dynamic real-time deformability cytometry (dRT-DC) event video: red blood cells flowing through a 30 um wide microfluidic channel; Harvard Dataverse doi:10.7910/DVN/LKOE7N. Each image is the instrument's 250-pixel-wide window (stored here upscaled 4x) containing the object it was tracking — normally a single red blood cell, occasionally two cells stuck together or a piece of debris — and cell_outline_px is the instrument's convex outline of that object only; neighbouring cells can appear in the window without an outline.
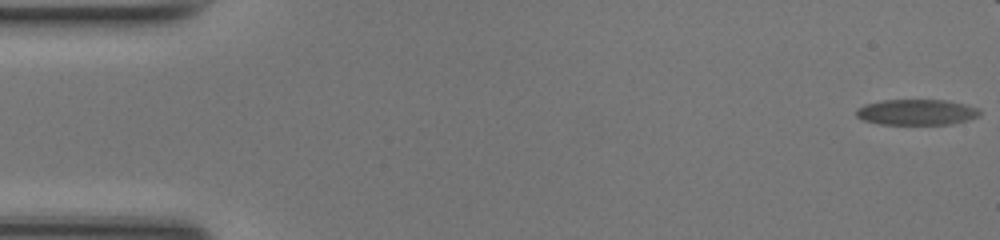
{"species": "common noctule bat (a hibernating species)", "species_latin": "Nyctalus noctula", "temperature_condition": "room temperature", "stored_images_in_passage": 41, "camera_frame_rate_fps": 3000, "um_per_image_px": 0.085, "animal": {"sex": "female", "body_mass_g": 17.0, "forearm_length_mm": 48.0}, "frame": {"image": 1, "passage_image": 1, "time_ms": 0.0, "image_size_px": [1000, 240], "cell_outline_px": [[980, 116], [968, 120], [952, 124], [880, 124], [864, 120], [856, 116], [856, 108], [864, 104], [880, 100], [948, 100], [964, 104], [976, 108], [980, 112]], "centroid_in_image_um": [77.89, 9.53], "position_along_channel_um": 7.1, "area_um2": 18.55}}
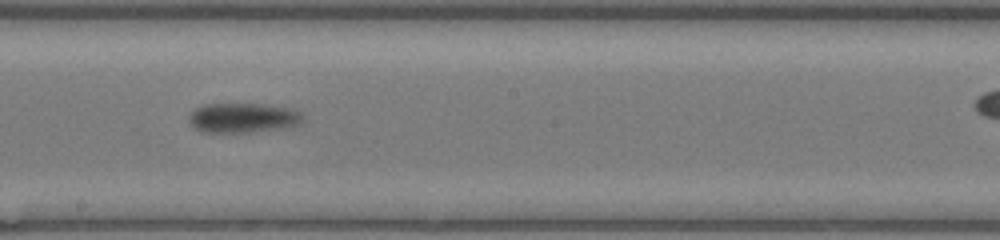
{"frame": {"image": 2, "passage_image": 28, "time_ms": 9.0, "image_size_px": [1000, 240], "cell_outline_px": [[304, 120], [300, 124], [284, 128], [248, 132], [204, 132], [192, 128], [188, 120], [188, 116], [196, 108], [204, 104], [260, 104], [288, 108], [300, 112], [304, 116]], "centroid_in_image_um": [20.63, 10.02], "position_along_channel_um": 227.6, "area_um2": 19.77}}
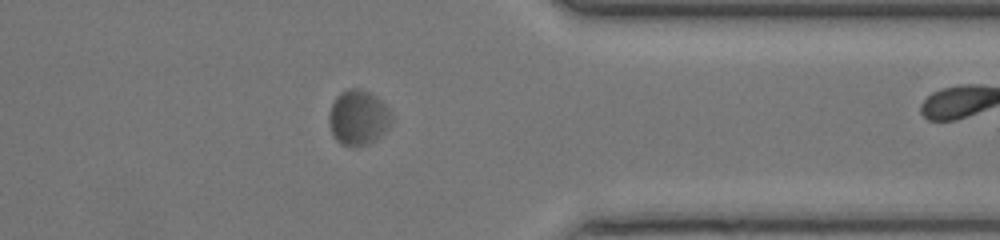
{"frame": {"image": 3, "passage_image": 40, "time_ms": 13.0, "image_size_px": [1000, 240], "cell_outline_px": [[392, 120], [384, 132], [380, 136], [368, 144], [340, 144], [332, 136], [328, 124], [328, 116], [332, 104], [336, 96], [340, 92], [348, 88], [360, 88], [376, 96], [392, 112]], "centroid_in_image_um": [30.43, 9.96], "position_along_channel_um": 381.0, "area_um2": 20.0}}